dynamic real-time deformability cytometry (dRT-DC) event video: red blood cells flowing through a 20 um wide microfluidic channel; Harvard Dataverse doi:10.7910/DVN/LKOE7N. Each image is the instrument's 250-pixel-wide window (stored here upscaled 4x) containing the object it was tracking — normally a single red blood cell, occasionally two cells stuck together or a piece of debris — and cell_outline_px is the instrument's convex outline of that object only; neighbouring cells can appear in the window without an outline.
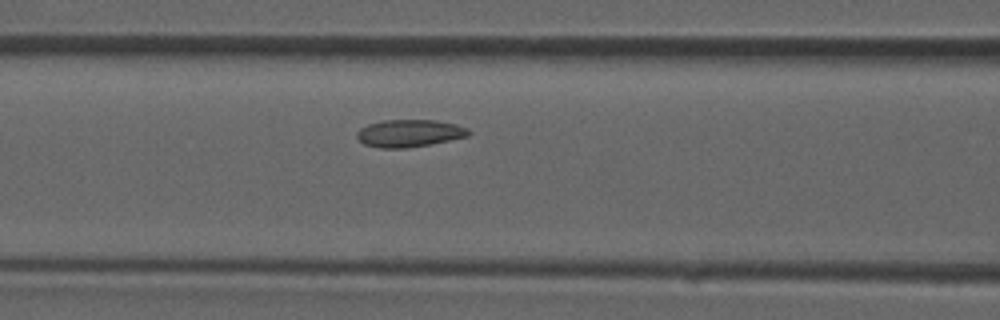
{"species": "common noctule bat (a hibernating species)", "species_latin": "Nyctalus noctula", "temperature_condition": "room temperature", "stored_images_in_passage": 4, "camera_frame_rate_fps": 3000, "um_per_image_px": 0.085, "animal": {"sex": "male", "forearm_length_mm": 52.5}, "frame": {"image": 1, "passage_image": 4, "time_ms": 3.333, "image_size_px": [1000, 320], "cell_outline_px": [[472, 132], [468, 136], [432, 144], [408, 148], [380, 148], [364, 144], [356, 136], [356, 132], [360, 128], [368, 124], [384, 120], [432, 120], [456, 124], [468, 128]], "centroid_in_image_um": [34.8, 11.33], "position_along_channel_um": 131.8, "area_um2": 17.92}}